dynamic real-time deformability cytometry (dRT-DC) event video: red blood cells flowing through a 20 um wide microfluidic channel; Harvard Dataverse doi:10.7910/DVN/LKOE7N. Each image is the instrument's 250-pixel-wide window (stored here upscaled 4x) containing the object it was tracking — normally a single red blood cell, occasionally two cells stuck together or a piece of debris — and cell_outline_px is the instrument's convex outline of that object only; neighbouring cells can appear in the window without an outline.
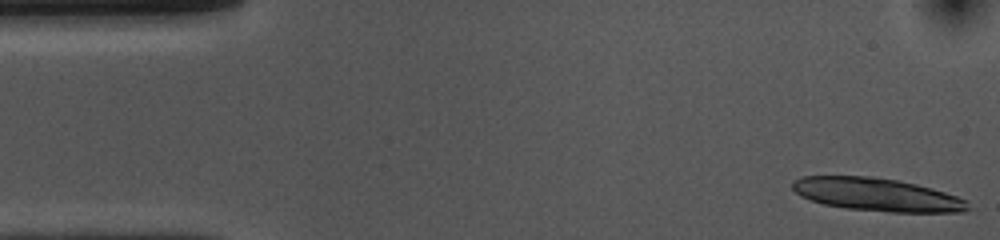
{"species": "common noctule bat (a hibernating species)", "species_latin": "Nyctalus noctula", "temperature_condition": "cold", "stored_images_in_passage": 12, "camera_frame_rate_fps": 3000, "um_per_image_px": 0.085, "animal": {"sex": "female", "body_mass_g": 10.0, "forearm_length_mm": 53.1}, "frame": {"image": 1, "passage_image": 1, "time_ms": 0.0, "image_size_px": [1000, 240], "cell_outline_px": [[968, 208], [964, 212], [888, 212], [844, 208], [824, 204], [800, 196], [792, 188], [792, 180], [804, 176], [872, 176], [896, 180], [916, 184], [932, 188], [968, 200]], "centroid_in_image_um": [74.53, 16.54], "position_along_channel_um": 10.5, "area_um2": 33.76}}